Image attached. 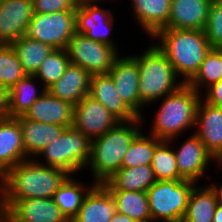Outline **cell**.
<instances>
[{
	"instance_id": "1",
	"label": "cell",
	"mask_w": 222,
	"mask_h": 222,
	"mask_svg": "<svg viewBox=\"0 0 222 222\" xmlns=\"http://www.w3.org/2000/svg\"><path fill=\"white\" fill-rule=\"evenodd\" d=\"M71 176L63 169L43 165L28 158L9 169L0 180V199L9 209L27 198H53Z\"/></svg>"
},
{
	"instance_id": "2",
	"label": "cell",
	"mask_w": 222,
	"mask_h": 222,
	"mask_svg": "<svg viewBox=\"0 0 222 222\" xmlns=\"http://www.w3.org/2000/svg\"><path fill=\"white\" fill-rule=\"evenodd\" d=\"M150 39L155 40V45L170 61L184 84L194 77L212 48L203 30L162 28Z\"/></svg>"
},
{
	"instance_id": "3",
	"label": "cell",
	"mask_w": 222,
	"mask_h": 222,
	"mask_svg": "<svg viewBox=\"0 0 222 222\" xmlns=\"http://www.w3.org/2000/svg\"><path fill=\"white\" fill-rule=\"evenodd\" d=\"M146 120L120 121L102 136L91 140L90 159L85 170H90L93 181L102 184L122 168V160ZM144 124H143V123ZM143 124V125H142Z\"/></svg>"
},
{
	"instance_id": "4",
	"label": "cell",
	"mask_w": 222,
	"mask_h": 222,
	"mask_svg": "<svg viewBox=\"0 0 222 222\" xmlns=\"http://www.w3.org/2000/svg\"><path fill=\"white\" fill-rule=\"evenodd\" d=\"M201 94L188 84H183L176 91L152 103L158 105L154 118L150 124V132L160 140H170L176 137L177 141L184 136L183 132L195 128L196 110ZM182 134V135H181Z\"/></svg>"
},
{
	"instance_id": "5",
	"label": "cell",
	"mask_w": 222,
	"mask_h": 222,
	"mask_svg": "<svg viewBox=\"0 0 222 222\" xmlns=\"http://www.w3.org/2000/svg\"><path fill=\"white\" fill-rule=\"evenodd\" d=\"M149 44L140 54H132L139 66L141 117L144 115L145 108L152 106V103L176 91L184 84L164 53L154 42L152 45Z\"/></svg>"
},
{
	"instance_id": "6",
	"label": "cell",
	"mask_w": 222,
	"mask_h": 222,
	"mask_svg": "<svg viewBox=\"0 0 222 222\" xmlns=\"http://www.w3.org/2000/svg\"><path fill=\"white\" fill-rule=\"evenodd\" d=\"M90 150L91 140L71 126L44 147L34 159L43 165L63 169L76 176L89 162Z\"/></svg>"
},
{
	"instance_id": "7",
	"label": "cell",
	"mask_w": 222,
	"mask_h": 222,
	"mask_svg": "<svg viewBox=\"0 0 222 222\" xmlns=\"http://www.w3.org/2000/svg\"><path fill=\"white\" fill-rule=\"evenodd\" d=\"M190 180L157 181L147 190L152 222L183 219L192 189Z\"/></svg>"
},
{
	"instance_id": "8",
	"label": "cell",
	"mask_w": 222,
	"mask_h": 222,
	"mask_svg": "<svg viewBox=\"0 0 222 222\" xmlns=\"http://www.w3.org/2000/svg\"><path fill=\"white\" fill-rule=\"evenodd\" d=\"M75 11L34 13L26 36L54 49H66L69 40L76 33Z\"/></svg>"
},
{
	"instance_id": "9",
	"label": "cell",
	"mask_w": 222,
	"mask_h": 222,
	"mask_svg": "<svg viewBox=\"0 0 222 222\" xmlns=\"http://www.w3.org/2000/svg\"><path fill=\"white\" fill-rule=\"evenodd\" d=\"M70 64L82 67L91 75L109 73L120 53L113 47L75 33L66 47Z\"/></svg>"
},
{
	"instance_id": "10",
	"label": "cell",
	"mask_w": 222,
	"mask_h": 222,
	"mask_svg": "<svg viewBox=\"0 0 222 222\" xmlns=\"http://www.w3.org/2000/svg\"><path fill=\"white\" fill-rule=\"evenodd\" d=\"M83 3L76 6L75 24L76 33L85 35L96 42L113 46L119 53V48L114 41L112 31L114 30V12L110 8H104L101 3ZM112 37V38H111Z\"/></svg>"
},
{
	"instance_id": "11",
	"label": "cell",
	"mask_w": 222,
	"mask_h": 222,
	"mask_svg": "<svg viewBox=\"0 0 222 222\" xmlns=\"http://www.w3.org/2000/svg\"><path fill=\"white\" fill-rule=\"evenodd\" d=\"M189 135V137H184L186 139H184L185 141H182V144L179 145L180 147H177L178 145H174L176 144V137L168 141L172 144V146H174L173 150L176 156L179 174L185 180H190L200 184L199 180L202 181L204 176L205 180L208 177L206 176V173L209 171V165L215 162V164L217 163L216 165L214 164L215 167L220 163L205 148V145L195 133H191Z\"/></svg>"
},
{
	"instance_id": "12",
	"label": "cell",
	"mask_w": 222,
	"mask_h": 222,
	"mask_svg": "<svg viewBox=\"0 0 222 222\" xmlns=\"http://www.w3.org/2000/svg\"><path fill=\"white\" fill-rule=\"evenodd\" d=\"M120 120L89 94L74 106L73 127L90 140L102 136Z\"/></svg>"
},
{
	"instance_id": "13",
	"label": "cell",
	"mask_w": 222,
	"mask_h": 222,
	"mask_svg": "<svg viewBox=\"0 0 222 222\" xmlns=\"http://www.w3.org/2000/svg\"><path fill=\"white\" fill-rule=\"evenodd\" d=\"M114 82L116 91L128 107L141 118V100L139 95V66L130 55H119L108 73Z\"/></svg>"
},
{
	"instance_id": "14",
	"label": "cell",
	"mask_w": 222,
	"mask_h": 222,
	"mask_svg": "<svg viewBox=\"0 0 222 222\" xmlns=\"http://www.w3.org/2000/svg\"><path fill=\"white\" fill-rule=\"evenodd\" d=\"M194 133L205 148L222 162V107L199 100L196 110Z\"/></svg>"
},
{
	"instance_id": "15",
	"label": "cell",
	"mask_w": 222,
	"mask_h": 222,
	"mask_svg": "<svg viewBox=\"0 0 222 222\" xmlns=\"http://www.w3.org/2000/svg\"><path fill=\"white\" fill-rule=\"evenodd\" d=\"M33 14V0L1 1L0 44H11L26 35Z\"/></svg>"
},
{
	"instance_id": "16",
	"label": "cell",
	"mask_w": 222,
	"mask_h": 222,
	"mask_svg": "<svg viewBox=\"0 0 222 222\" xmlns=\"http://www.w3.org/2000/svg\"><path fill=\"white\" fill-rule=\"evenodd\" d=\"M211 0H171L168 23L163 28L204 30Z\"/></svg>"
},
{
	"instance_id": "17",
	"label": "cell",
	"mask_w": 222,
	"mask_h": 222,
	"mask_svg": "<svg viewBox=\"0 0 222 222\" xmlns=\"http://www.w3.org/2000/svg\"><path fill=\"white\" fill-rule=\"evenodd\" d=\"M24 118L59 126H72L74 105L51 95L47 90L23 115Z\"/></svg>"
},
{
	"instance_id": "18",
	"label": "cell",
	"mask_w": 222,
	"mask_h": 222,
	"mask_svg": "<svg viewBox=\"0 0 222 222\" xmlns=\"http://www.w3.org/2000/svg\"><path fill=\"white\" fill-rule=\"evenodd\" d=\"M25 159L18 120L15 117L0 118V180L9 169Z\"/></svg>"
},
{
	"instance_id": "19",
	"label": "cell",
	"mask_w": 222,
	"mask_h": 222,
	"mask_svg": "<svg viewBox=\"0 0 222 222\" xmlns=\"http://www.w3.org/2000/svg\"><path fill=\"white\" fill-rule=\"evenodd\" d=\"M11 222H69L53 198H27L10 208Z\"/></svg>"
},
{
	"instance_id": "20",
	"label": "cell",
	"mask_w": 222,
	"mask_h": 222,
	"mask_svg": "<svg viewBox=\"0 0 222 222\" xmlns=\"http://www.w3.org/2000/svg\"><path fill=\"white\" fill-rule=\"evenodd\" d=\"M89 95L103 104L120 121H132L140 118L118 95L112 77L108 73L91 76Z\"/></svg>"
},
{
	"instance_id": "21",
	"label": "cell",
	"mask_w": 222,
	"mask_h": 222,
	"mask_svg": "<svg viewBox=\"0 0 222 222\" xmlns=\"http://www.w3.org/2000/svg\"><path fill=\"white\" fill-rule=\"evenodd\" d=\"M91 74L82 67L69 64L62 77L46 90L74 106L90 92Z\"/></svg>"
},
{
	"instance_id": "22",
	"label": "cell",
	"mask_w": 222,
	"mask_h": 222,
	"mask_svg": "<svg viewBox=\"0 0 222 222\" xmlns=\"http://www.w3.org/2000/svg\"><path fill=\"white\" fill-rule=\"evenodd\" d=\"M21 127L26 158H35L40 151L71 126L36 122L23 116L15 117Z\"/></svg>"
},
{
	"instance_id": "23",
	"label": "cell",
	"mask_w": 222,
	"mask_h": 222,
	"mask_svg": "<svg viewBox=\"0 0 222 222\" xmlns=\"http://www.w3.org/2000/svg\"><path fill=\"white\" fill-rule=\"evenodd\" d=\"M132 3L133 20L144 30L149 39L167 23L170 15L171 0H129Z\"/></svg>"
},
{
	"instance_id": "24",
	"label": "cell",
	"mask_w": 222,
	"mask_h": 222,
	"mask_svg": "<svg viewBox=\"0 0 222 222\" xmlns=\"http://www.w3.org/2000/svg\"><path fill=\"white\" fill-rule=\"evenodd\" d=\"M115 212V201L110 192L102 184H96L70 222H110Z\"/></svg>"
},
{
	"instance_id": "25",
	"label": "cell",
	"mask_w": 222,
	"mask_h": 222,
	"mask_svg": "<svg viewBox=\"0 0 222 222\" xmlns=\"http://www.w3.org/2000/svg\"><path fill=\"white\" fill-rule=\"evenodd\" d=\"M156 182L151 165H140L130 168L122 167L102 185L108 191L147 192Z\"/></svg>"
},
{
	"instance_id": "26",
	"label": "cell",
	"mask_w": 222,
	"mask_h": 222,
	"mask_svg": "<svg viewBox=\"0 0 222 222\" xmlns=\"http://www.w3.org/2000/svg\"><path fill=\"white\" fill-rule=\"evenodd\" d=\"M95 185L93 180L89 185L71 175L53 195L54 202L69 222L79 212L85 196Z\"/></svg>"
},
{
	"instance_id": "27",
	"label": "cell",
	"mask_w": 222,
	"mask_h": 222,
	"mask_svg": "<svg viewBox=\"0 0 222 222\" xmlns=\"http://www.w3.org/2000/svg\"><path fill=\"white\" fill-rule=\"evenodd\" d=\"M41 84L34 75H26L9 89V117H19L26 113L32 104L46 92Z\"/></svg>"
},
{
	"instance_id": "28",
	"label": "cell",
	"mask_w": 222,
	"mask_h": 222,
	"mask_svg": "<svg viewBox=\"0 0 222 222\" xmlns=\"http://www.w3.org/2000/svg\"><path fill=\"white\" fill-rule=\"evenodd\" d=\"M217 205L216 194L205 181L202 186L196 185L192 189L183 220L185 222H212Z\"/></svg>"
},
{
	"instance_id": "29",
	"label": "cell",
	"mask_w": 222,
	"mask_h": 222,
	"mask_svg": "<svg viewBox=\"0 0 222 222\" xmlns=\"http://www.w3.org/2000/svg\"><path fill=\"white\" fill-rule=\"evenodd\" d=\"M23 70L27 75H34L43 60L49 56L54 48L41 41L33 40L26 35L11 43Z\"/></svg>"
},
{
	"instance_id": "30",
	"label": "cell",
	"mask_w": 222,
	"mask_h": 222,
	"mask_svg": "<svg viewBox=\"0 0 222 222\" xmlns=\"http://www.w3.org/2000/svg\"><path fill=\"white\" fill-rule=\"evenodd\" d=\"M115 201L116 212L136 222H152L147 192L109 191Z\"/></svg>"
},
{
	"instance_id": "31",
	"label": "cell",
	"mask_w": 222,
	"mask_h": 222,
	"mask_svg": "<svg viewBox=\"0 0 222 222\" xmlns=\"http://www.w3.org/2000/svg\"><path fill=\"white\" fill-rule=\"evenodd\" d=\"M222 80V48H211L197 73L187 83L198 93Z\"/></svg>"
},
{
	"instance_id": "32",
	"label": "cell",
	"mask_w": 222,
	"mask_h": 222,
	"mask_svg": "<svg viewBox=\"0 0 222 222\" xmlns=\"http://www.w3.org/2000/svg\"><path fill=\"white\" fill-rule=\"evenodd\" d=\"M151 168L157 181L185 180L179 174L173 146L169 141L162 140L155 147Z\"/></svg>"
},
{
	"instance_id": "33",
	"label": "cell",
	"mask_w": 222,
	"mask_h": 222,
	"mask_svg": "<svg viewBox=\"0 0 222 222\" xmlns=\"http://www.w3.org/2000/svg\"><path fill=\"white\" fill-rule=\"evenodd\" d=\"M147 133V134H146ZM140 132L131 143L122 160V167L151 165L155 147L162 141L147 131Z\"/></svg>"
},
{
	"instance_id": "34",
	"label": "cell",
	"mask_w": 222,
	"mask_h": 222,
	"mask_svg": "<svg viewBox=\"0 0 222 222\" xmlns=\"http://www.w3.org/2000/svg\"><path fill=\"white\" fill-rule=\"evenodd\" d=\"M70 60L66 49H54L47 56L34 76L42 83L45 89L56 83L69 66Z\"/></svg>"
},
{
	"instance_id": "35",
	"label": "cell",
	"mask_w": 222,
	"mask_h": 222,
	"mask_svg": "<svg viewBox=\"0 0 222 222\" xmlns=\"http://www.w3.org/2000/svg\"><path fill=\"white\" fill-rule=\"evenodd\" d=\"M26 75L11 44H0V84L11 89Z\"/></svg>"
},
{
	"instance_id": "36",
	"label": "cell",
	"mask_w": 222,
	"mask_h": 222,
	"mask_svg": "<svg viewBox=\"0 0 222 222\" xmlns=\"http://www.w3.org/2000/svg\"><path fill=\"white\" fill-rule=\"evenodd\" d=\"M203 31L212 48H222V4L212 2Z\"/></svg>"
},
{
	"instance_id": "37",
	"label": "cell",
	"mask_w": 222,
	"mask_h": 222,
	"mask_svg": "<svg viewBox=\"0 0 222 222\" xmlns=\"http://www.w3.org/2000/svg\"><path fill=\"white\" fill-rule=\"evenodd\" d=\"M75 0H33L34 13L60 12L65 10H76Z\"/></svg>"
},
{
	"instance_id": "38",
	"label": "cell",
	"mask_w": 222,
	"mask_h": 222,
	"mask_svg": "<svg viewBox=\"0 0 222 222\" xmlns=\"http://www.w3.org/2000/svg\"><path fill=\"white\" fill-rule=\"evenodd\" d=\"M201 98L211 105L222 107V80L207 87Z\"/></svg>"
},
{
	"instance_id": "39",
	"label": "cell",
	"mask_w": 222,
	"mask_h": 222,
	"mask_svg": "<svg viewBox=\"0 0 222 222\" xmlns=\"http://www.w3.org/2000/svg\"><path fill=\"white\" fill-rule=\"evenodd\" d=\"M9 89L0 84V118L9 117Z\"/></svg>"
},
{
	"instance_id": "40",
	"label": "cell",
	"mask_w": 222,
	"mask_h": 222,
	"mask_svg": "<svg viewBox=\"0 0 222 222\" xmlns=\"http://www.w3.org/2000/svg\"><path fill=\"white\" fill-rule=\"evenodd\" d=\"M0 222H11L10 210L0 199Z\"/></svg>"
},
{
	"instance_id": "41",
	"label": "cell",
	"mask_w": 222,
	"mask_h": 222,
	"mask_svg": "<svg viewBox=\"0 0 222 222\" xmlns=\"http://www.w3.org/2000/svg\"><path fill=\"white\" fill-rule=\"evenodd\" d=\"M216 181H212V183H209V186L212 188V190L215 192L217 197V202L222 205V183H215Z\"/></svg>"
},
{
	"instance_id": "42",
	"label": "cell",
	"mask_w": 222,
	"mask_h": 222,
	"mask_svg": "<svg viewBox=\"0 0 222 222\" xmlns=\"http://www.w3.org/2000/svg\"><path fill=\"white\" fill-rule=\"evenodd\" d=\"M110 222H136L122 213L115 212Z\"/></svg>"
},
{
	"instance_id": "43",
	"label": "cell",
	"mask_w": 222,
	"mask_h": 222,
	"mask_svg": "<svg viewBox=\"0 0 222 222\" xmlns=\"http://www.w3.org/2000/svg\"><path fill=\"white\" fill-rule=\"evenodd\" d=\"M212 222H222V205L219 203L215 209V213H214V217H213Z\"/></svg>"
},
{
	"instance_id": "44",
	"label": "cell",
	"mask_w": 222,
	"mask_h": 222,
	"mask_svg": "<svg viewBox=\"0 0 222 222\" xmlns=\"http://www.w3.org/2000/svg\"><path fill=\"white\" fill-rule=\"evenodd\" d=\"M104 1V2H103ZM107 0H75L76 4L77 5H80V4H83V3H95V2H100V3H105ZM109 1L111 0H108L107 2L109 3Z\"/></svg>"
},
{
	"instance_id": "45",
	"label": "cell",
	"mask_w": 222,
	"mask_h": 222,
	"mask_svg": "<svg viewBox=\"0 0 222 222\" xmlns=\"http://www.w3.org/2000/svg\"><path fill=\"white\" fill-rule=\"evenodd\" d=\"M213 3H220L222 4V0H211Z\"/></svg>"
},
{
	"instance_id": "46",
	"label": "cell",
	"mask_w": 222,
	"mask_h": 222,
	"mask_svg": "<svg viewBox=\"0 0 222 222\" xmlns=\"http://www.w3.org/2000/svg\"><path fill=\"white\" fill-rule=\"evenodd\" d=\"M165 222H185V221L183 219H181V220L165 221Z\"/></svg>"
},
{
	"instance_id": "47",
	"label": "cell",
	"mask_w": 222,
	"mask_h": 222,
	"mask_svg": "<svg viewBox=\"0 0 222 222\" xmlns=\"http://www.w3.org/2000/svg\"><path fill=\"white\" fill-rule=\"evenodd\" d=\"M218 168L216 169L217 170H220V168H222V162L217 166Z\"/></svg>"
}]
</instances>
